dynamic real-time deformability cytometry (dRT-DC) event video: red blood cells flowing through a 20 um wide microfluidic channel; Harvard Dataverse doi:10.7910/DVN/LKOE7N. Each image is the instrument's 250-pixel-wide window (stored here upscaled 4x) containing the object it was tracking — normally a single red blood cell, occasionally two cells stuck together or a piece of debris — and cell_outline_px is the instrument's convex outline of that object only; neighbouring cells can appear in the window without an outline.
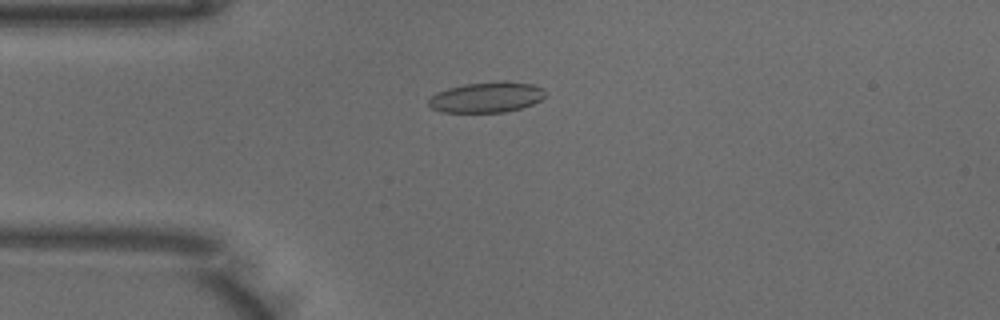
{"species": "common noctule bat (a hibernating species)", "species_latin": "Nyctalus noctula", "temperature_condition": "warm", "stored_images_in_passage": 50, "camera_frame_rate_fps": 3000, "um_per_image_px": 0.085, "animal": {"sex": "male", "body_mass_g": 18.8}, "frame": {"image": 1, "passage_image": 12, "time_ms": 3.667, "image_size_px": [1000, 320], "cell_outline_px": [[544, 96], [540, 100], [532, 104], [520, 108], [504, 112], [440, 112], [432, 108], [428, 104], [428, 100], [436, 92], [448, 88], [464, 84], [504, 80], [532, 84], [544, 88]], "centroid_in_image_um": [41.35, 8.25], "position_along_channel_um": 43.7, "area_um2": 20.81}}
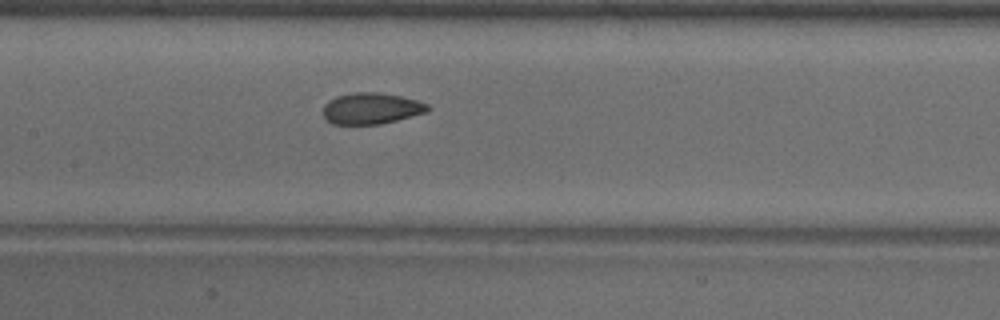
{"frame": {"image": 2, "passage_image": 23, "time_ms": 7.333, "image_size_px": [1000, 320], "cell_outline_px": [[432, 108], [428, 112], [380, 124], [332, 124], [324, 120], [324, 104], [328, 100], [336, 96], [352, 92], [380, 92], [400, 96], [416, 100], [428, 104]], "centroid_in_image_um": [31.55, 9.21], "position_along_channel_um": 175.9, "area_um2": 19.25}}
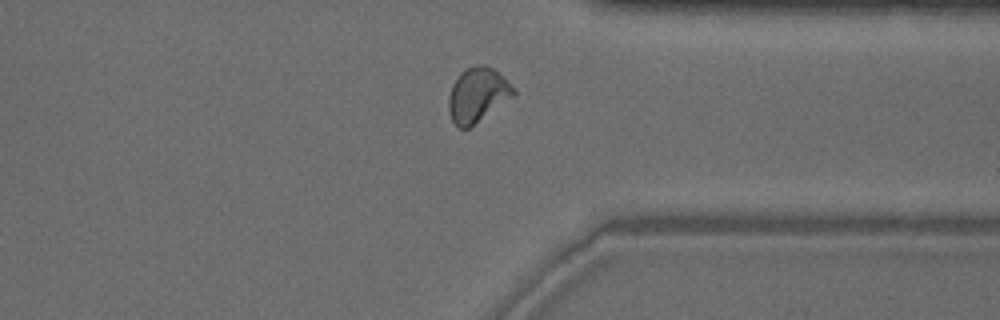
{"frame": {"image": 3, "passage_image": 38, "time_ms": 12.333, "image_size_px": [1000, 320], "cell_outline_px": [[516, 96], [468, 128], [460, 128], [452, 120], [448, 108], [448, 96], [452, 84], [460, 72], [468, 68], [480, 64], [484, 64], [492, 68], [504, 76], [516, 92]], "centroid_in_image_um": [40.6, 8.05], "position_along_channel_um": 370.8, "area_um2": 20.63}, "authors_computed_cell_mechanics": {"area_um2": 19.9699, "velocity_mm_per_s": 3.9708, "shape_relaxation_time_tau1_ms": 6.7987, "shape_relaxation_time_tau2_ms": 1.3049, "deformation_change_tau1": 0.1776, "deformation_change_tau2": 0.0677}}